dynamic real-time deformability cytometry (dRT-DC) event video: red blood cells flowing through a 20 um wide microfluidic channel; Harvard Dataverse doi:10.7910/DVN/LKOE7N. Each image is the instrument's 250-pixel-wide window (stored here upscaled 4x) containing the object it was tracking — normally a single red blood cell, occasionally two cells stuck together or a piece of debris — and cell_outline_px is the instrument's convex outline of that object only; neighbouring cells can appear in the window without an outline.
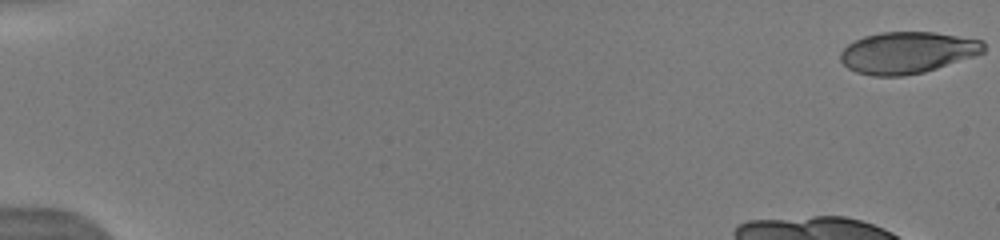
{"species": "human", "species_latin": "Homo sapiens", "temperature_condition": "warm", "stored_images_in_passage": 18, "camera_frame_rate_fps": 3000, "um_per_image_px": 0.085, "donor": {"sex": "male"}, "frame": {"image": 1, "passage_image": 1, "time_ms": 0.0, "image_size_px": [1000, 240], "cell_outline_px": [[984, 52], [924, 72], [904, 76], [872, 76], [856, 72], [848, 68], [840, 60], [840, 52], [848, 44], [864, 36], [880, 32], [936, 32], [984, 40]], "centroid_in_image_um": [77.1, 4.46], "position_along_channel_um": 7.9, "area_um2": 34.68}}